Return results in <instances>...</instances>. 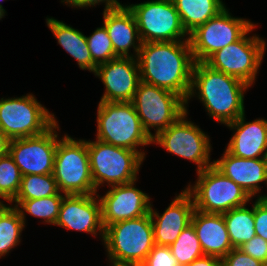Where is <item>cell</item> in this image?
<instances>
[{"label": "cell", "mask_w": 267, "mask_h": 266, "mask_svg": "<svg viewBox=\"0 0 267 266\" xmlns=\"http://www.w3.org/2000/svg\"><path fill=\"white\" fill-rule=\"evenodd\" d=\"M137 60L141 81L187 100L195 63L190 41L142 43Z\"/></svg>", "instance_id": "obj_1"}, {"label": "cell", "mask_w": 267, "mask_h": 266, "mask_svg": "<svg viewBox=\"0 0 267 266\" xmlns=\"http://www.w3.org/2000/svg\"><path fill=\"white\" fill-rule=\"evenodd\" d=\"M249 87L239 78L212 69L205 62H195L186 104L196 94L210 117L227 125L245 113L244 93Z\"/></svg>", "instance_id": "obj_2"}, {"label": "cell", "mask_w": 267, "mask_h": 266, "mask_svg": "<svg viewBox=\"0 0 267 266\" xmlns=\"http://www.w3.org/2000/svg\"><path fill=\"white\" fill-rule=\"evenodd\" d=\"M103 241L112 266H141L155 246L150 214L105 227Z\"/></svg>", "instance_id": "obj_3"}, {"label": "cell", "mask_w": 267, "mask_h": 266, "mask_svg": "<svg viewBox=\"0 0 267 266\" xmlns=\"http://www.w3.org/2000/svg\"><path fill=\"white\" fill-rule=\"evenodd\" d=\"M96 139L116 147L136 152L137 147L152 144L131 102H99Z\"/></svg>", "instance_id": "obj_4"}, {"label": "cell", "mask_w": 267, "mask_h": 266, "mask_svg": "<svg viewBox=\"0 0 267 266\" xmlns=\"http://www.w3.org/2000/svg\"><path fill=\"white\" fill-rule=\"evenodd\" d=\"M53 176L59 192L66 195L97 193L93 184L85 140L77 141L67 134L58 140Z\"/></svg>", "instance_id": "obj_5"}, {"label": "cell", "mask_w": 267, "mask_h": 266, "mask_svg": "<svg viewBox=\"0 0 267 266\" xmlns=\"http://www.w3.org/2000/svg\"><path fill=\"white\" fill-rule=\"evenodd\" d=\"M95 190L107 182L108 187L133 182L145 159L140 152L99 141H86Z\"/></svg>", "instance_id": "obj_6"}, {"label": "cell", "mask_w": 267, "mask_h": 266, "mask_svg": "<svg viewBox=\"0 0 267 266\" xmlns=\"http://www.w3.org/2000/svg\"><path fill=\"white\" fill-rule=\"evenodd\" d=\"M194 186L186 190L191 194L194 207L204 213L223 214L246 205L251 197L232 179L223 175L213 165L197 172Z\"/></svg>", "instance_id": "obj_7"}, {"label": "cell", "mask_w": 267, "mask_h": 266, "mask_svg": "<svg viewBox=\"0 0 267 266\" xmlns=\"http://www.w3.org/2000/svg\"><path fill=\"white\" fill-rule=\"evenodd\" d=\"M131 103L151 138L187 112L186 101L181 96L143 81H140ZM150 129H155V134Z\"/></svg>", "instance_id": "obj_8"}, {"label": "cell", "mask_w": 267, "mask_h": 266, "mask_svg": "<svg viewBox=\"0 0 267 266\" xmlns=\"http://www.w3.org/2000/svg\"><path fill=\"white\" fill-rule=\"evenodd\" d=\"M56 122L33 94L0 100V131L10 140L43 134Z\"/></svg>", "instance_id": "obj_9"}, {"label": "cell", "mask_w": 267, "mask_h": 266, "mask_svg": "<svg viewBox=\"0 0 267 266\" xmlns=\"http://www.w3.org/2000/svg\"><path fill=\"white\" fill-rule=\"evenodd\" d=\"M127 7L134 14L142 43L189 41L172 0H151Z\"/></svg>", "instance_id": "obj_10"}, {"label": "cell", "mask_w": 267, "mask_h": 266, "mask_svg": "<svg viewBox=\"0 0 267 266\" xmlns=\"http://www.w3.org/2000/svg\"><path fill=\"white\" fill-rule=\"evenodd\" d=\"M255 27L256 25L238 41L216 51L205 63L212 69L239 78L251 87L255 82L266 49L265 40L256 34L246 36Z\"/></svg>", "instance_id": "obj_11"}, {"label": "cell", "mask_w": 267, "mask_h": 266, "mask_svg": "<svg viewBox=\"0 0 267 266\" xmlns=\"http://www.w3.org/2000/svg\"><path fill=\"white\" fill-rule=\"evenodd\" d=\"M255 24L230 15L225 7L189 34L195 62H205L216 51L241 39Z\"/></svg>", "instance_id": "obj_12"}, {"label": "cell", "mask_w": 267, "mask_h": 266, "mask_svg": "<svg viewBox=\"0 0 267 266\" xmlns=\"http://www.w3.org/2000/svg\"><path fill=\"white\" fill-rule=\"evenodd\" d=\"M184 113L166 130L152 138V143L162 146L167 152L190 160L197 165V172L213 165L210 162L211 144L209 137L199 126L187 120Z\"/></svg>", "instance_id": "obj_13"}, {"label": "cell", "mask_w": 267, "mask_h": 266, "mask_svg": "<svg viewBox=\"0 0 267 266\" xmlns=\"http://www.w3.org/2000/svg\"><path fill=\"white\" fill-rule=\"evenodd\" d=\"M56 129L59 131L57 122L43 134L10 141L9 155L14 159L22 176L53 174L59 140Z\"/></svg>", "instance_id": "obj_14"}, {"label": "cell", "mask_w": 267, "mask_h": 266, "mask_svg": "<svg viewBox=\"0 0 267 266\" xmlns=\"http://www.w3.org/2000/svg\"><path fill=\"white\" fill-rule=\"evenodd\" d=\"M94 75L105 85L100 102H131L141 81L135 57H117L97 66Z\"/></svg>", "instance_id": "obj_15"}, {"label": "cell", "mask_w": 267, "mask_h": 266, "mask_svg": "<svg viewBox=\"0 0 267 266\" xmlns=\"http://www.w3.org/2000/svg\"><path fill=\"white\" fill-rule=\"evenodd\" d=\"M137 180L121 185L110 186L104 196L98 198L101 203L104 228L114 223L136 219L150 211V197L136 188Z\"/></svg>", "instance_id": "obj_16"}, {"label": "cell", "mask_w": 267, "mask_h": 266, "mask_svg": "<svg viewBox=\"0 0 267 266\" xmlns=\"http://www.w3.org/2000/svg\"><path fill=\"white\" fill-rule=\"evenodd\" d=\"M55 225L68 230L91 233L94 236L99 231L103 240L105 228L102 223L101 203L98 194L65 195Z\"/></svg>", "instance_id": "obj_17"}, {"label": "cell", "mask_w": 267, "mask_h": 266, "mask_svg": "<svg viewBox=\"0 0 267 266\" xmlns=\"http://www.w3.org/2000/svg\"><path fill=\"white\" fill-rule=\"evenodd\" d=\"M150 206L153 235L155 245L170 246L173 244L181 231L191 224V217L195 210L191 194L184 189L170 203L168 208L159 215Z\"/></svg>", "instance_id": "obj_18"}, {"label": "cell", "mask_w": 267, "mask_h": 266, "mask_svg": "<svg viewBox=\"0 0 267 266\" xmlns=\"http://www.w3.org/2000/svg\"><path fill=\"white\" fill-rule=\"evenodd\" d=\"M226 126L236 130L226 148L230 154L245 159L267 158V120L245 122L244 113Z\"/></svg>", "instance_id": "obj_19"}, {"label": "cell", "mask_w": 267, "mask_h": 266, "mask_svg": "<svg viewBox=\"0 0 267 266\" xmlns=\"http://www.w3.org/2000/svg\"><path fill=\"white\" fill-rule=\"evenodd\" d=\"M213 166L223 175L232 179L252 198L260 192V184H267V158L245 159L233 156L226 149L220 160Z\"/></svg>", "instance_id": "obj_20"}, {"label": "cell", "mask_w": 267, "mask_h": 266, "mask_svg": "<svg viewBox=\"0 0 267 266\" xmlns=\"http://www.w3.org/2000/svg\"><path fill=\"white\" fill-rule=\"evenodd\" d=\"M204 255L224 258L232 249L223 214L194 210L191 217Z\"/></svg>", "instance_id": "obj_21"}, {"label": "cell", "mask_w": 267, "mask_h": 266, "mask_svg": "<svg viewBox=\"0 0 267 266\" xmlns=\"http://www.w3.org/2000/svg\"><path fill=\"white\" fill-rule=\"evenodd\" d=\"M104 26L112 41L113 49L117 57H138L142 41L134 14L125 7L103 11ZM138 43V44H137ZM134 48L135 55H129L130 48Z\"/></svg>", "instance_id": "obj_22"}, {"label": "cell", "mask_w": 267, "mask_h": 266, "mask_svg": "<svg viewBox=\"0 0 267 266\" xmlns=\"http://www.w3.org/2000/svg\"><path fill=\"white\" fill-rule=\"evenodd\" d=\"M46 23L57 39L58 44L61 45L72 58L76 59L79 68L94 73L97 66L93 63L86 36L70 25L68 26L54 18H47Z\"/></svg>", "instance_id": "obj_23"}, {"label": "cell", "mask_w": 267, "mask_h": 266, "mask_svg": "<svg viewBox=\"0 0 267 266\" xmlns=\"http://www.w3.org/2000/svg\"><path fill=\"white\" fill-rule=\"evenodd\" d=\"M182 25L190 34L225 8L222 0H172Z\"/></svg>", "instance_id": "obj_24"}, {"label": "cell", "mask_w": 267, "mask_h": 266, "mask_svg": "<svg viewBox=\"0 0 267 266\" xmlns=\"http://www.w3.org/2000/svg\"><path fill=\"white\" fill-rule=\"evenodd\" d=\"M227 231L233 248H239L255 235L254 204L252 209L246 205L233 208L223 213Z\"/></svg>", "instance_id": "obj_25"}, {"label": "cell", "mask_w": 267, "mask_h": 266, "mask_svg": "<svg viewBox=\"0 0 267 266\" xmlns=\"http://www.w3.org/2000/svg\"><path fill=\"white\" fill-rule=\"evenodd\" d=\"M24 228L25 224L18 209L0 201V257L19 244Z\"/></svg>", "instance_id": "obj_26"}, {"label": "cell", "mask_w": 267, "mask_h": 266, "mask_svg": "<svg viewBox=\"0 0 267 266\" xmlns=\"http://www.w3.org/2000/svg\"><path fill=\"white\" fill-rule=\"evenodd\" d=\"M65 195L66 194L61 195V192H59L57 195L50 197L29 200H13L12 202H15L14 206L18 209L24 224L26 220L25 215L28 213L34 217L42 218L45 223L55 225L59 215L60 206Z\"/></svg>", "instance_id": "obj_27"}, {"label": "cell", "mask_w": 267, "mask_h": 266, "mask_svg": "<svg viewBox=\"0 0 267 266\" xmlns=\"http://www.w3.org/2000/svg\"><path fill=\"white\" fill-rule=\"evenodd\" d=\"M59 189L53 174L24 175L20 190L14 200L39 199L57 195Z\"/></svg>", "instance_id": "obj_28"}, {"label": "cell", "mask_w": 267, "mask_h": 266, "mask_svg": "<svg viewBox=\"0 0 267 266\" xmlns=\"http://www.w3.org/2000/svg\"><path fill=\"white\" fill-rule=\"evenodd\" d=\"M169 247L172 255L177 259L180 266L189 265L195 259L204 256L192 224L183 229L176 241Z\"/></svg>", "instance_id": "obj_29"}, {"label": "cell", "mask_w": 267, "mask_h": 266, "mask_svg": "<svg viewBox=\"0 0 267 266\" xmlns=\"http://www.w3.org/2000/svg\"><path fill=\"white\" fill-rule=\"evenodd\" d=\"M22 174L8 154L0 158V197L12 203L16 198L21 186Z\"/></svg>", "instance_id": "obj_30"}, {"label": "cell", "mask_w": 267, "mask_h": 266, "mask_svg": "<svg viewBox=\"0 0 267 266\" xmlns=\"http://www.w3.org/2000/svg\"><path fill=\"white\" fill-rule=\"evenodd\" d=\"M86 38L93 63L96 66L117 58L112 41L104 25L97 28L92 35Z\"/></svg>", "instance_id": "obj_31"}, {"label": "cell", "mask_w": 267, "mask_h": 266, "mask_svg": "<svg viewBox=\"0 0 267 266\" xmlns=\"http://www.w3.org/2000/svg\"><path fill=\"white\" fill-rule=\"evenodd\" d=\"M141 266H180L169 246L155 245Z\"/></svg>", "instance_id": "obj_32"}, {"label": "cell", "mask_w": 267, "mask_h": 266, "mask_svg": "<svg viewBox=\"0 0 267 266\" xmlns=\"http://www.w3.org/2000/svg\"><path fill=\"white\" fill-rule=\"evenodd\" d=\"M238 249L262 263L267 262V241L258 235L242 244Z\"/></svg>", "instance_id": "obj_33"}, {"label": "cell", "mask_w": 267, "mask_h": 266, "mask_svg": "<svg viewBox=\"0 0 267 266\" xmlns=\"http://www.w3.org/2000/svg\"><path fill=\"white\" fill-rule=\"evenodd\" d=\"M222 266H263V263L243 253L240 249L233 248L222 258Z\"/></svg>", "instance_id": "obj_34"}, {"label": "cell", "mask_w": 267, "mask_h": 266, "mask_svg": "<svg viewBox=\"0 0 267 266\" xmlns=\"http://www.w3.org/2000/svg\"><path fill=\"white\" fill-rule=\"evenodd\" d=\"M255 233L267 241V205L260 199L254 203Z\"/></svg>", "instance_id": "obj_35"}, {"label": "cell", "mask_w": 267, "mask_h": 266, "mask_svg": "<svg viewBox=\"0 0 267 266\" xmlns=\"http://www.w3.org/2000/svg\"><path fill=\"white\" fill-rule=\"evenodd\" d=\"M61 2H64L67 5L69 4L68 6L76 8L95 6L96 4L102 2L105 3L104 12L125 7L120 2H118V0H62Z\"/></svg>", "instance_id": "obj_36"}, {"label": "cell", "mask_w": 267, "mask_h": 266, "mask_svg": "<svg viewBox=\"0 0 267 266\" xmlns=\"http://www.w3.org/2000/svg\"><path fill=\"white\" fill-rule=\"evenodd\" d=\"M186 266H222V259L215 256L204 255Z\"/></svg>", "instance_id": "obj_37"}, {"label": "cell", "mask_w": 267, "mask_h": 266, "mask_svg": "<svg viewBox=\"0 0 267 266\" xmlns=\"http://www.w3.org/2000/svg\"><path fill=\"white\" fill-rule=\"evenodd\" d=\"M10 139L0 131V158L9 154Z\"/></svg>", "instance_id": "obj_38"}, {"label": "cell", "mask_w": 267, "mask_h": 266, "mask_svg": "<svg viewBox=\"0 0 267 266\" xmlns=\"http://www.w3.org/2000/svg\"><path fill=\"white\" fill-rule=\"evenodd\" d=\"M257 198H260L266 205H267V195H258V197Z\"/></svg>", "instance_id": "obj_39"}, {"label": "cell", "mask_w": 267, "mask_h": 266, "mask_svg": "<svg viewBox=\"0 0 267 266\" xmlns=\"http://www.w3.org/2000/svg\"><path fill=\"white\" fill-rule=\"evenodd\" d=\"M5 13L1 8H0V19H2L5 16Z\"/></svg>", "instance_id": "obj_40"}, {"label": "cell", "mask_w": 267, "mask_h": 266, "mask_svg": "<svg viewBox=\"0 0 267 266\" xmlns=\"http://www.w3.org/2000/svg\"><path fill=\"white\" fill-rule=\"evenodd\" d=\"M0 1H4V0H0ZM0 8L5 12V10L1 4H0Z\"/></svg>", "instance_id": "obj_41"}]
</instances>
